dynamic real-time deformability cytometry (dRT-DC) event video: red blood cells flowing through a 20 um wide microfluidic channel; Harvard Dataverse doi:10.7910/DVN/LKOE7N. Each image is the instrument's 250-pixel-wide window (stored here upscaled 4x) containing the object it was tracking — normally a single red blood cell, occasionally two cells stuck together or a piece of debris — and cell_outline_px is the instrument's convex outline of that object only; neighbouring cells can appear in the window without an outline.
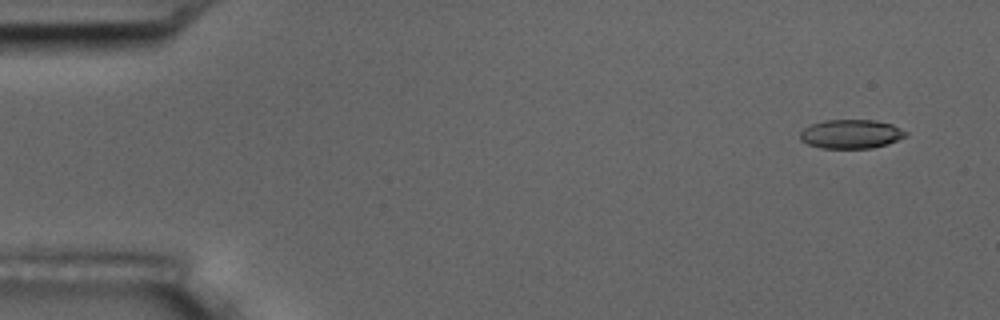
{"species": "common noctule bat (a hibernating species)", "species_latin": "Nyctalus noctula", "temperature_condition": "room temperature", "stored_images_in_passage": 5, "camera_frame_rate_fps": 3000, "um_per_image_px": 0.085, "animal": {"sex": "male", "body_mass_g": 17.5, "forearm_length_mm": 52.3}, "frame": {"image": 1, "passage_image": 1, "time_ms": 0.0, "image_size_px": [1000, 320], "cell_outline_px": [[908, 136], [888, 144], [872, 148], [820, 148], [808, 144], [800, 140], [800, 132], [804, 128], [812, 124], [824, 120], [876, 120], [892, 124], [908, 132]], "centroid_in_image_um": [72.36, 11.39], "position_along_channel_um": 12.6, "area_um2": 17.98}}
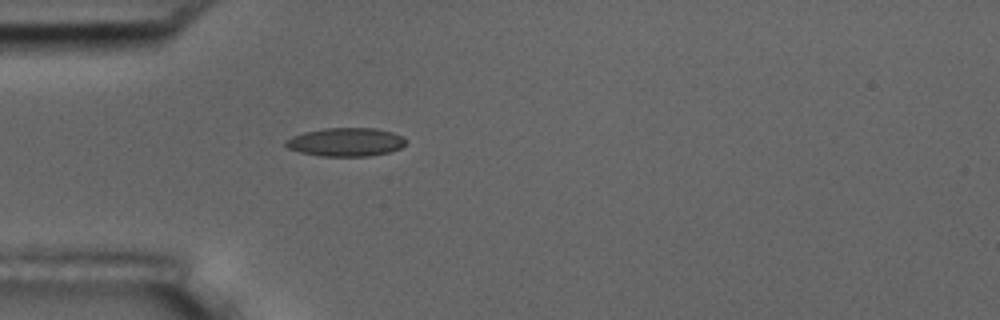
{"frame": {"image": 2, "passage_image": 5, "time_ms": 1.333, "image_size_px": [1000, 320], "cell_outline_px": [[408, 140], [400, 148], [388, 152], [368, 156], [320, 156], [300, 152], [288, 148], [284, 144], [284, 140], [292, 136], [304, 132], [324, 128], [376, 128], [392, 132], [404, 136]], "centroid_in_image_um": [29.39, 12.07], "position_along_channel_um": 55.6, "area_um2": 20.06}}